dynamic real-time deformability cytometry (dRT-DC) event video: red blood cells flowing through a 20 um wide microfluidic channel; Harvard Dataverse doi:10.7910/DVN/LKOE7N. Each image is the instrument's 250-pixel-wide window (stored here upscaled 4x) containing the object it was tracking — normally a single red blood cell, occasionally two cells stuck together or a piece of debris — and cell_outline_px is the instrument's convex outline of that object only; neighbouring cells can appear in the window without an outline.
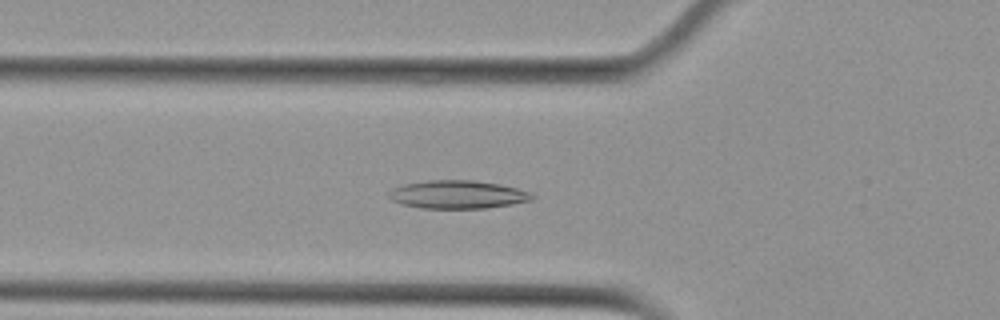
{"species": "Egyptian fruit bat (a non-hibernating species)", "species_latin": "Rousettus aegyptiacus", "temperature_condition": "cold", "stored_images_in_passage": 53, "camera_frame_rate_fps": 3000, "um_per_image_px": 0.085, "animal": {"sex": "female"}, "frame": {"image": 1, "passage_image": 18, "time_ms": 5.667, "image_size_px": [1000, 320], "cell_outline_px": [[536, 196], [532, 200], [512, 204], [484, 208], [424, 208], [400, 204], [392, 200], [388, 196], [388, 192], [392, 188], [404, 184], [428, 180], [476, 180], [500, 184], [532, 192]], "centroid_in_image_um": [38.91, 16.53], "position_along_channel_um": 86.9, "area_um2": 23.64}}
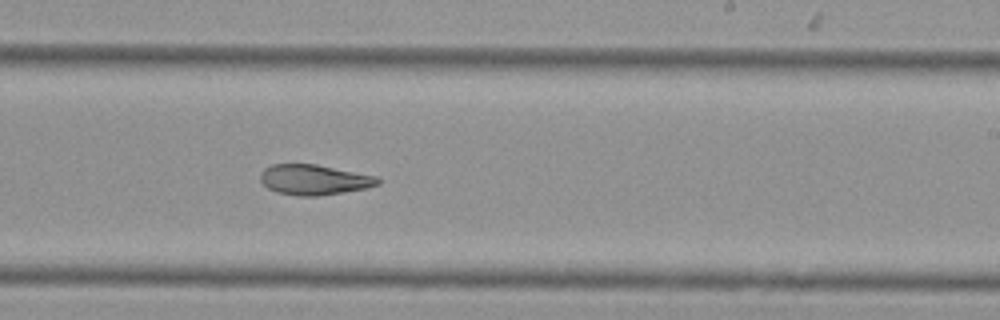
{"frame": {"image": 2, "passage_image": 32, "time_ms": 10.333, "image_size_px": [1000, 320], "cell_outline_px": [[380, 184], [368, 188], [316, 196], [300, 196], [276, 192], [268, 188], [260, 180], [260, 172], [264, 168], [272, 164], [316, 164], [380, 176]], "centroid_in_image_um": [26.73, 15.26], "position_along_channel_um": 262.3, "area_um2": 20.92}}
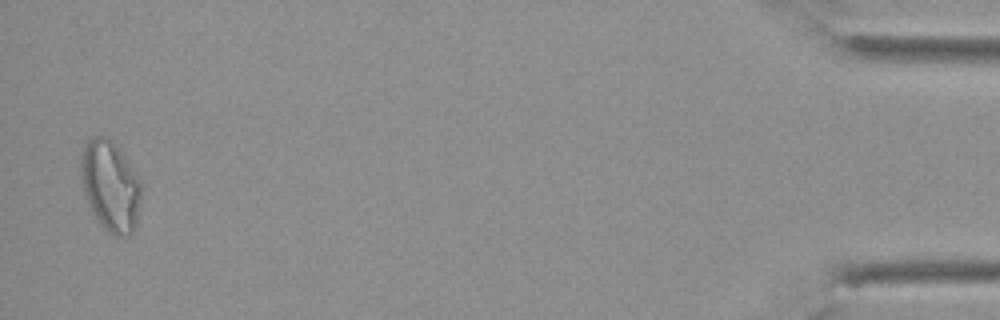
{"frame": {"image": 3, "passage_image": 52, "time_ms": 17.0, "image_size_px": [1000, 320], "cell_outline_px": [[140, 204], [136, 224], [132, 232], [128, 236], [116, 236], [108, 232], [100, 224], [92, 212], [88, 204], [84, 192], [80, 168], [80, 156], [84, 144], [92, 136], [104, 136], [112, 140], [124, 156], [140, 180]], "centroid_in_image_um": [9.36, 15.8], "position_along_channel_um": 425.8, "area_um2": 31.79}, "authors_computed_cell_mechanics": {"area_um2": 24.1604, "velocity_mm_per_s": 3.7622, "shape_relaxation_time_tau1_ms": null, "shape_relaxation_time_tau2_ms": 3.9755, "deformation_change_tau1": null, "deformation_change_tau2": 0.1177}}